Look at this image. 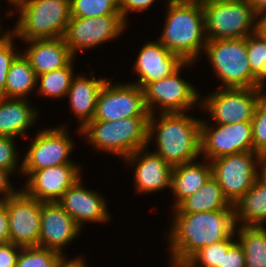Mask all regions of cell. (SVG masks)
<instances>
[{
    "label": "cell",
    "mask_w": 266,
    "mask_h": 267,
    "mask_svg": "<svg viewBox=\"0 0 266 267\" xmlns=\"http://www.w3.org/2000/svg\"><path fill=\"white\" fill-rule=\"evenodd\" d=\"M208 40L246 38L259 29L260 16L246 0H201Z\"/></svg>",
    "instance_id": "8992f818"
},
{
    "label": "cell",
    "mask_w": 266,
    "mask_h": 267,
    "mask_svg": "<svg viewBox=\"0 0 266 267\" xmlns=\"http://www.w3.org/2000/svg\"><path fill=\"white\" fill-rule=\"evenodd\" d=\"M259 29L264 33V35L266 36V14L260 16V20H259Z\"/></svg>",
    "instance_id": "7dc6e473"
},
{
    "label": "cell",
    "mask_w": 266,
    "mask_h": 267,
    "mask_svg": "<svg viewBox=\"0 0 266 267\" xmlns=\"http://www.w3.org/2000/svg\"><path fill=\"white\" fill-rule=\"evenodd\" d=\"M212 176L211 163L201 158L173 167L170 191L173 197L172 209L184 199L194 195Z\"/></svg>",
    "instance_id": "cb8c5ba5"
},
{
    "label": "cell",
    "mask_w": 266,
    "mask_h": 267,
    "mask_svg": "<svg viewBox=\"0 0 266 267\" xmlns=\"http://www.w3.org/2000/svg\"><path fill=\"white\" fill-rule=\"evenodd\" d=\"M36 82L37 76L29 60L20 51L10 65L6 76L5 90L1 96L28 99L29 94L35 92Z\"/></svg>",
    "instance_id": "4316f807"
},
{
    "label": "cell",
    "mask_w": 266,
    "mask_h": 267,
    "mask_svg": "<svg viewBox=\"0 0 266 267\" xmlns=\"http://www.w3.org/2000/svg\"><path fill=\"white\" fill-rule=\"evenodd\" d=\"M210 163L212 176L233 206L250 190L259 176V154L254 151L224 155Z\"/></svg>",
    "instance_id": "8fae6325"
},
{
    "label": "cell",
    "mask_w": 266,
    "mask_h": 267,
    "mask_svg": "<svg viewBox=\"0 0 266 267\" xmlns=\"http://www.w3.org/2000/svg\"><path fill=\"white\" fill-rule=\"evenodd\" d=\"M11 176L10 171L0 169V201L12 197L20 190L11 182Z\"/></svg>",
    "instance_id": "ab89813d"
},
{
    "label": "cell",
    "mask_w": 266,
    "mask_h": 267,
    "mask_svg": "<svg viewBox=\"0 0 266 267\" xmlns=\"http://www.w3.org/2000/svg\"><path fill=\"white\" fill-rule=\"evenodd\" d=\"M202 54L221 88H254L246 38L208 40Z\"/></svg>",
    "instance_id": "52a82bcc"
},
{
    "label": "cell",
    "mask_w": 266,
    "mask_h": 267,
    "mask_svg": "<svg viewBox=\"0 0 266 267\" xmlns=\"http://www.w3.org/2000/svg\"><path fill=\"white\" fill-rule=\"evenodd\" d=\"M201 121V158L209 162L218 157L254 151L252 122L212 124Z\"/></svg>",
    "instance_id": "4fadbf2b"
},
{
    "label": "cell",
    "mask_w": 266,
    "mask_h": 267,
    "mask_svg": "<svg viewBox=\"0 0 266 267\" xmlns=\"http://www.w3.org/2000/svg\"><path fill=\"white\" fill-rule=\"evenodd\" d=\"M83 178L77 180L60 198L58 203L73 218L82 230L87 223H110L111 215L107 198L102 192L91 190L83 184Z\"/></svg>",
    "instance_id": "e0dca14e"
},
{
    "label": "cell",
    "mask_w": 266,
    "mask_h": 267,
    "mask_svg": "<svg viewBox=\"0 0 266 267\" xmlns=\"http://www.w3.org/2000/svg\"><path fill=\"white\" fill-rule=\"evenodd\" d=\"M158 1V0H157ZM156 0H119V11L123 20L128 24V15L131 13H142L151 9Z\"/></svg>",
    "instance_id": "8d00e7d4"
},
{
    "label": "cell",
    "mask_w": 266,
    "mask_h": 267,
    "mask_svg": "<svg viewBox=\"0 0 266 267\" xmlns=\"http://www.w3.org/2000/svg\"><path fill=\"white\" fill-rule=\"evenodd\" d=\"M251 122L254 152L261 154L266 151V91L259 96Z\"/></svg>",
    "instance_id": "836d02e7"
},
{
    "label": "cell",
    "mask_w": 266,
    "mask_h": 267,
    "mask_svg": "<svg viewBox=\"0 0 266 267\" xmlns=\"http://www.w3.org/2000/svg\"><path fill=\"white\" fill-rule=\"evenodd\" d=\"M258 88H219L201 96L200 111L208 115L213 124L251 122L259 96Z\"/></svg>",
    "instance_id": "30bf717a"
},
{
    "label": "cell",
    "mask_w": 266,
    "mask_h": 267,
    "mask_svg": "<svg viewBox=\"0 0 266 267\" xmlns=\"http://www.w3.org/2000/svg\"><path fill=\"white\" fill-rule=\"evenodd\" d=\"M122 163L134 169V193L151 194L170 189L173 167L148 147L130 154Z\"/></svg>",
    "instance_id": "ac0fdd59"
},
{
    "label": "cell",
    "mask_w": 266,
    "mask_h": 267,
    "mask_svg": "<svg viewBox=\"0 0 266 267\" xmlns=\"http://www.w3.org/2000/svg\"><path fill=\"white\" fill-rule=\"evenodd\" d=\"M236 241V236H231L219 243L202 247L182 267H222L223 251H227Z\"/></svg>",
    "instance_id": "1f68e13d"
},
{
    "label": "cell",
    "mask_w": 266,
    "mask_h": 267,
    "mask_svg": "<svg viewBox=\"0 0 266 267\" xmlns=\"http://www.w3.org/2000/svg\"><path fill=\"white\" fill-rule=\"evenodd\" d=\"M259 175L266 180V151L259 154Z\"/></svg>",
    "instance_id": "f6af8a7d"
},
{
    "label": "cell",
    "mask_w": 266,
    "mask_h": 267,
    "mask_svg": "<svg viewBox=\"0 0 266 267\" xmlns=\"http://www.w3.org/2000/svg\"><path fill=\"white\" fill-rule=\"evenodd\" d=\"M67 125L62 124L56 127L38 129L30 137L29 148L22 160L21 174L27 177L31 172L62 164H78L73 162L71 155L76 148L74 137L72 138L67 130Z\"/></svg>",
    "instance_id": "9c48e42d"
},
{
    "label": "cell",
    "mask_w": 266,
    "mask_h": 267,
    "mask_svg": "<svg viewBox=\"0 0 266 267\" xmlns=\"http://www.w3.org/2000/svg\"><path fill=\"white\" fill-rule=\"evenodd\" d=\"M87 75L77 73L66 96L70 113L74 114L79 121L76 132L80 136V130L94 118L99 92L108 79L106 77H99L98 79L92 70L88 75L89 77Z\"/></svg>",
    "instance_id": "44dd1931"
},
{
    "label": "cell",
    "mask_w": 266,
    "mask_h": 267,
    "mask_svg": "<svg viewBox=\"0 0 266 267\" xmlns=\"http://www.w3.org/2000/svg\"><path fill=\"white\" fill-rule=\"evenodd\" d=\"M246 42L248 61L254 75V88L266 91V36L258 29L246 37Z\"/></svg>",
    "instance_id": "f546056e"
},
{
    "label": "cell",
    "mask_w": 266,
    "mask_h": 267,
    "mask_svg": "<svg viewBox=\"0 0 266 267\" xmlns=\"http://www.w3.org/2000/svg\"><path fill=\"white\" fill-rule=\"evenodd\" d=\"M110 77L101 88L93 120L116 121L129 117H149L144 90L132 82H113Z\"/></svg>",
    "instance_id": "7c38bea8"
},
{
    "label": "cell",
    "mask_w": 266,
    "mask_h": 267,
    "mask_svg": "<svg viewBox=\"0 0 266 267\" xmlns=\"http://www.w3.org/2000/svg\"><path fill=\"white\" fill-rule=\"evenodd\" d=\"M67 257V254L61 255L56 267H89L86 263L85 257L81 255L72 257L71 259Z\"/></svg>",
    "instance_id": "b9f144b4"
},
{
    "label": "cell",
    "mask_w": 266,
    "mask_h": 267,
    "mask_svg": "<svg viewBox=\"0 0 266 267\" xmlns=\"http://www.w3.org/2000/svg\"><path fill=\"white\" fill-rule=\"evenodd\" d=\"M259 16L266 14V0H246Z\"/></svg>",
    "instance_id": "ee69618b"
},
{
    "label": "cell",
    "mask_w": 266,
    "mask_h": 267,
    "mask_svg": "<svg viewBox=\"0 0 266 267\" xmlns=\"http://www.w3.org/2000/svg\"><path fill=\"white\" fill-rule=\"evenodd\" d=\"M70 16L81 18L121 16L119 0H72Z\"/></svg>",
    "instance_id": "4dcf8cb0"
},
{
    "label": "cell",
    "mask_w": 266,
    "mask_h": 267,
    "mask_svg": "<svg viewBox=\"0 0 266 267\" xmlns=\"http://www.w3.org/2000/svg\"><path fill=\"white\" fill-rule=\"evenodd\" d=\"M76 57L65 67L37 76V96L46 98L64 99L67 96L73 78L76 76L74 70Z\"/></svg>",
    "instance_id": "f1b7e54d"
},
{
    "label": "cell",
    "mask_w": 266,
    "mask_h": 267,
    "mask_svg": "<svg viewBox=\"0 0 266 267\" xmlns=\"http://www.w3.org/2000/svg\"><path fill=\"white\" fill-rule=\"evenodd\" d=\"M62 254L39 246L22 247L16 267H56Z\"/></svg>",
    "instance_id": "d6a6232c"
},
{
    "label": "cell",
    "mask_w": 266,
    "mask_h": 267,
    "mask_svg": "<svg viewBox=\"0 0 266 267\" xmlns=\"http://www.w3.org/2000/svg\"><path fill=\"white\" fill-rule=\"evenodd\" d=\"M224 209H234V206L225 198L217 180L211 176L194 195L184 199L172 211L173 214H191Z\"/></svg>",
    "instance_id": "484cf974"
},
{
    "label": "cell",
    "mask_w": 266,
    "mask_h": 267,
    "mask_svg": "<svg viewBox=\"0 0 266 267\" xmlns=\"http://www.w3.org/2000/svg\"><path fill=\"white\" fill-rule=\"evenodd\" d=\"M138 50L136 60L131 66L137 76L135 83L144 88L148 83L162 79L176 71L184 61L176 54L171 53L158 39L147 41Z\"/></svg>",
    "instance_id": "ffe728a7"
},
{
    "label": "cell",
    "mask_w": 266,
    "mask_h": 267,
    "mask_svg": "<svg viewBox=\"0 0 266 267\" xmlns=\"http://www.w3.org/2000/svg\"><path fill=\"white\" fill-rule=\"evenodd\" d=\"M128 25L122 16L70 17L63 38L75 57L79 51L91 50L116 40L125 33Z\"/></svg>",
    "instance_id": "5bb4252c"
},
{
    "label": "cell",
    "mask_w": 266,
    "mask_h": 267,
    "mask_svg": "<svg viewBox=\"0 0 266 267\" xmlns=\"http://www.w3.org/2000/svg\"><path fill=\"white\" fill-rule=\"evenodd\" d=\"M166 242L170 267H182L202 247L235 236L234 209L172 214Z\"/></svg>",
    "instance_id": "6da1fadb"
},
{
    "label": "cell",
    "mask_w": 266,
    "mask_h": 267,
    "mask_svg": "<svg viewBox=\"0 0 266 267\" xmlns=\"http://www.w3.org/2000/svg\"><path fill=\"white\" fill-rule=\"evenodd\" d=\"M166 18L157 39L184 62H200L206 42L201 0H166Z\"/></svg>",
    "instance_id": "3957f363"
},
{
    "label": "cell",
    "mask_w": 266,
    "mask_h": 267,
    "mask_svg": "<svg viewBox=\"0 0 266 267\" xmlns=\"http://www.w3.org/2000/svg\"><path fill=\"white\" fill-rule=\"evenodd\" d=\"M16 140L12 137L0 136V169L10 171L13 177L16 173L21 175L22 172V161L19 159L20 152L17 151Z\"/></svg>",
    "instance_id": "e575fe53"
},
{
    "label": "cell",
    "mask_w": 266,
    "mask_h": 267,
    "mask_svg": "<svg viewBox=\"0 0 266 267\" xmlns=\"http://www.w3.org/2000/svg\"><path fill=\"white\" fill-rule=\"evenodd\" d=\"M6 1V0H5ZM0 2H1V0H0ZM1 5V4H0ZM1 7V6H0ZM0 13H1V11H0ZM2 17H0V24H2Z\"/></svg>",
    "instance_id": "681fc988"
},
{
    "label": "cell",
    "mask_w": 266,
    "mask_h": 267,
    "mask_svg": "<svg viewBox=\"0 0 266 267\" xmlns=\"http://www.w3.org/2000/svg\"><path fill=\"white\" fill-rule=\"evenodd\" d=\"M82 231L58 202H42L39 247L64 255Z\"/></svg>",
    "instance_id": "d6986e66"
},
{
    "label": "cell",
    "mask_w": 266,
    "mask_h": 267,
    "mask_svg": "<svg viewBox=\"0 0 266 267\" xmlns=\"http://www.w3.org/2000/svg\"><path fill=\"white\" fill-rule=\"evenodd\" d=\"M222 267H245V254L238 241L223 251Z\"/></svg>",
    "instance_id": "74e56055"
},
{
    "label": "cell",
    "mask_w": 266,
    "mask_h": 267,
    "mask_svg": "<svg viewBox=\"0 0 266 267\" xmlns=\"http://www.w3.org/2000/svg\"><path fill=\"white\" fill-rule=\"evenodd\" d=\"M30 99L0 96V136L29 139L27 130L39 120V109Z\"/></svg>",
    "instance_id": "603a6c76"
},
{
    "label": "cell",
    "mask_w": 266,
    "mask_h": 267,
    "mask_svg": "<svg viewBox=\"0 0 266 267\" xmlns=\"http://www.w3.org/2000/svg\"><path fill=\"white\" fill-rule=\"evenodd\" d=\"M3 202L9 216L10 242L21 247L38 246L42 202L22 189Z\"/></svg>",
    "instance_id": "9a60e30c"
},
{
    "label": "cell",
    "mask_w": 266,
    "mask_h": 267,
    "mask_svg": "<svg viewBox=\"0 0 266 267\" xmlns=\"http://www.w3.org/2000/svg\"><path fill=\"white\" fill-rule=\"evenodd\" d=\"M19 1H22V0H7L9 8L7 7L8 10L5 12V15H4L6 19L14 15V8L12 7H14Z\"/></svg>",
    "instance_id": "bcb514c9"
},
{
    "label": "cell",
    "mask_w": 266,
    "mask_h": 267,
    "mask_svg": "<svg viewBox=\"0 0 266 267\" xmlns=\"http://www.w3.org/2000/svg\"><path fill=\"white\" fill-rule=\"evenodd\" d=\"M189 114V115H188ZM202 118L187 113H157L149 116L148 148L175 167L201 158Z\"/></svg>",
    "instance_id": "7a4b0ae2"
},
{
    "label": "cell",
    "mask_w": 266,
    "mask_h": 267,
    "mask_svg": "<svg viewBox=\"0 0 266 267\" xmlns=\"http://www.w3.org/2000/svg\"><path fill=\"white\" fill-rule=\"evenodd\" d=\"M235 236L245 254V267H266V227L237 226Z\"/></svg>",
    "instance_id": "83f0119b"
},
{
    "label": "cell",
    "mask_w": 266,
    "mask_h": 267,
    "mask_svg": "<svg viewBox=\"0 0 266 267\" xmlns=\"http://www.w3.org/2000/svg\"><path fill=\"white\" fill-rule=\"evenodd\" d=\"M58 1H63V2H66L68 3L69 5L71 4L72 0H58Z\"/></svg>",
    "instance_id": "c3c4849f"
},
{
    "label": "cell",
    "mask_w": 266,
    "mask_h": 267,
    "mask_svg": "<svg viewBox=\"0 0 266 267\" xmlns=\"http://www.w3.org/2000/svg\"><path fill=\"white\" fill-rule=\"evenodd\" d=\"M3 26H0V51L3 50L14 38H15V30L14 27L12 29L8 28L2 30ZM10 29V30H9Z\"/></svg>",
    "instance_id": "7bdbcfd3"
},
{
    "label": "cell",
    "mask_w": 266,
    "mask_h": 267,
    "mask_svg": "<svg viewBox=\"0 0 266 267\" xmlns=\"http://www.w3.org/2000/svg\"><path fill=\"white\" fill-rule=\"evenodd\" d=\"M14 38L3 50L0 51V96L4 93L6 76L14 58L20 53L19 48L15 47ZM15 44V45H14ZM18 50V51H17Z\"/></svg>",
    "instance_id": "d590c367"
},
{
    "label": "cell",
    "mask_w": 266,
    "mask_h": 267,
    "mask_svg": "<svg viewBox=\"0 0 266 267\" xmlns=\"http://www.w3.org/2000/svg\"><path fill=\"white\" fill-rule=\"evenodd\" d=\"M21 52L29 60L36 76L67 66L75 57L63 37L23 41Z\"/></svg>",
    "instance_id": "7402d4cb"
},
{
    "label": "cell",
    "mask_w": 266,
    "mask_h": 267,
    "mask_svg": "<svg viewBox=\"0 0 266 267\" xmlns=\"http://www.w3.org/2000/svg\"><path fill=\"white\" fill-rule=\"evenodd\" d=\"M149 117H129L116 121L92 120L80 131L96 152L124 160L139 149L148 147Z\"/></svg>",
    "instance_id": "277c9868"
},
{
    "label": "cell",
    "mask_w": 266,
    "mask_h": 267,
    "mask_svg": "<svg viewBox=\"0 0 266 267\" xmlns=\"http://www.w3.org/2000/svg\"><path fill=\"white\" fill-rule=\"evenodd\" d=\"M13 8L15 38L21 41L63 37L71 17L70 5L58 0H22Z\"/></svg>",
    "instance_id": "5b68a950"
},
{
    "label": "cell",
    "mask_w": 266,
    "mask_h": 267,
    "mask_svg": "<svg viewBox=\"0 0 266 267\" xmlns=\"http://www.w3.org/2000/svg\"><path fill=\"white\" fill-rule=\"evenodd\" d=\"M82 166L62 164L31 172L21 188L40 202H58L63 194L81 177Z\"/></svg>",
    "instance_id": "2e32d148"
},
{
    "label": "cell",
    "mask_w": 266,
    "mask_h": 267,
    "mask_svg": "<svg viewBox=\"0 0 266 267\" xmlns=\"http://www.w3.org/2000/svg\"><path fill=\"white\" fill-rule=\"evenodd\" d=\"M21 248L12 242L0 244V267H16Z\"/></svg>",
    "instance_id": "f35d334b"
},
{
    "label": "cell",
    "mask_w": 266,
    "mask_h": 267,
    "mask_svg": "<svg viewBox=\"0 0 266 267\" xmlns=\"http://www.w3.org/2000/svg\"><path fill=\"white\" fill-rule=\"evenodd\" d=\"M9 216L6 204L0 201V244L10 242Z\"/></svg>",
    "instance_id": "60d3db41"
},
{
    "label": "cell",
    "mask_w": 266,
    "mask_h": 267,
    "mask_svg": "<svg viewBox=\"0 0 266 267\" xmlns=\"http://www.w3.org/2000/svg\"><path fill=\"white\" fill-rule=\"evenodd\" d=\"M234 210L237 226H266V180L259 175Z\"/></svg>",
    "instance_id": "d4e9b609"
},
{
    "label": "cell",
    "mask_w": 266,
    "mask_h": 267,
    "mask_svg": "<svg viewBox=\"0 0 266 267\" xmlns=\"http://www.w3.org/2000/svg\"><path fill=\"white\" fill-rule=\"evenodd\" d=\"M184 62L171 75L148 83L144 88L145 104L150 115L157 113H187L200 110L201 93L189 79L182 77V69L194 66ZM197 105V107H196ZM158 109V110H157ZM158 111V112H157Z\"/></svg>",
    "instance_id": "ba28073f"
}]
</instances>
